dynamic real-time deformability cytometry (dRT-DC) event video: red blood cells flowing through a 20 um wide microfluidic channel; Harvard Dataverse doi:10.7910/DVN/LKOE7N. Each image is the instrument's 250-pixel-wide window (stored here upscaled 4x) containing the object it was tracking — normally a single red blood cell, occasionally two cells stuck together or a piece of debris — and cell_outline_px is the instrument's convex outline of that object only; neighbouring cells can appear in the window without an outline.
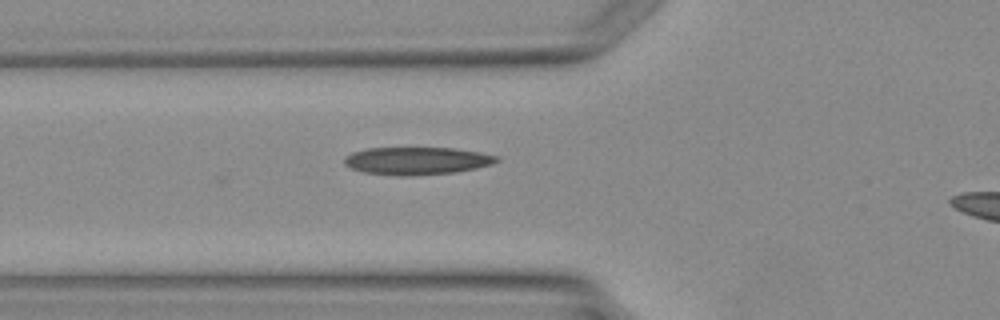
{"species": "Egyptian fruit bat (a non-hibernating species)", "species_latin": "Rousettus aegyptiacus", "temperature_condition": "warm", "stored_images_in_passage": 6, "camera_frame_rate_fps": 3000, "um_per_image_px": 0.085, "animal": {"sex": "female"}, "frame": {"image": 1, "passage_image": 5, "time_ms": 5.667, "image_size_px": [1000, 320], "cell_outline_px": [[500, 160], [492, 164], [476, 168], [456, 172], [412, 176], [396, 176], [364, 172], [352, 168], [344, 164], [344, 160], [352, 152], [368, 148], [452, 148], [480, 152], [500, 156]], "centroid_in_image_um": [35.47, 13.67], "position_along_channel_um": 90.3, "area_um2": 24.57}}